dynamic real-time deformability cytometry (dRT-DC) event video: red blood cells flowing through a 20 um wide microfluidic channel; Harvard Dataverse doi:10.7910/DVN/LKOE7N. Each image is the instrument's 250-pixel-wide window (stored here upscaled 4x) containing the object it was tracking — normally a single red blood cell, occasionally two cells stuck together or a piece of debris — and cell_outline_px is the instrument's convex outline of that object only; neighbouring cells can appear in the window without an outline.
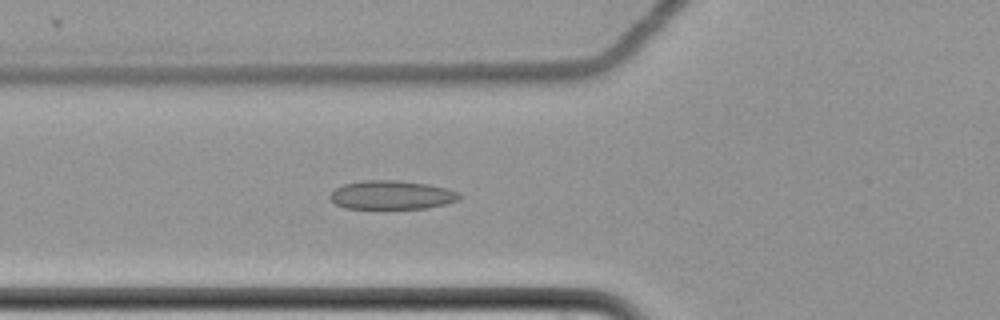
{"species": "common noctule bat (a hibernating species)", "species_latin": "Nyctalus noctula", "temperature_condition": "cold", "stored_images_in_passage": 62, "camera_frame_rate_fps": 3000, "um_per_image_px": 0.085, "animal": {"sex": "female", "body_mass_g": 22.7, "forearm_length_mm": 54.2}, "frame": {"image": 1, "passage_image": 25, "time_ms": 8.0, "image_size_px": [1000, 320], "cell_outline_px": [[464, 196], [460, 200], [448, 204], [428, 208], [344, 208], [336, 204], [328, 196], [336, 188], [344, 184], [364, 180], [400, 180], [428, 184], [448, 188], [460, 192]], "centroid_in_image_um": [33.38, 16.57], "position_along_channel_um": 92.4, "area_um2": 21.96}}
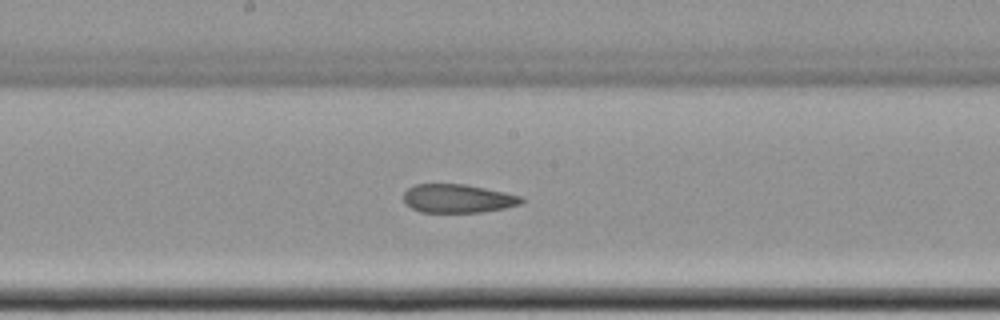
{"frame": {"image": 2, "passage_image": 35, "time_ms": 11.333, "image_size_px": [1000, 320], "cell_outline_px": [[524, 200], [520, 204], [504, 208], [480, 212], [420, 212], [404, 204], [404, 192], [412, 184], [464, 184], [524, 196]], "centroid_in_image_um": [38.89, 16.87], "position_along_channel_um": 209.3, "area_um2": 19.65}}
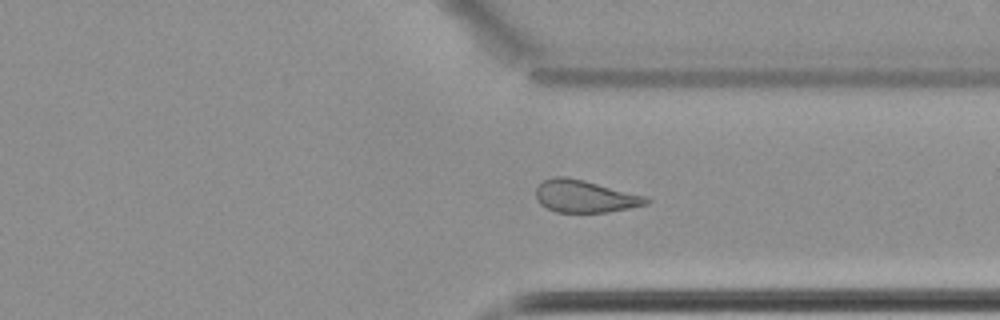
{"frame": {"image": 3, "passage_image": 48, "time_ms": 15.667, "image_size_px": [1000, 320], "cell_outline_px": [[652, 200], [648, 204], [608, 212], [556, 212], [540, 204], [536, 200], [536, 188], [544, 180], [552, 176], [564, 176], [584, 180], [644, 196]], "centroid_in_image_um": [49.68, 16.69], "position_along_channel_um": 361.7, "area_um2": 20.63}, "authors_computed_cell_mechanics": {"area_um2": 22.4264, "velocity_mm_per_s": 3.508, "shape_relaxation_time_tau1_ms": null, "shape_relaxation_time_tau2_ms": 5.7649, "deformation_change_tau1": null, "deformation_change_tau2": 0.1243}}